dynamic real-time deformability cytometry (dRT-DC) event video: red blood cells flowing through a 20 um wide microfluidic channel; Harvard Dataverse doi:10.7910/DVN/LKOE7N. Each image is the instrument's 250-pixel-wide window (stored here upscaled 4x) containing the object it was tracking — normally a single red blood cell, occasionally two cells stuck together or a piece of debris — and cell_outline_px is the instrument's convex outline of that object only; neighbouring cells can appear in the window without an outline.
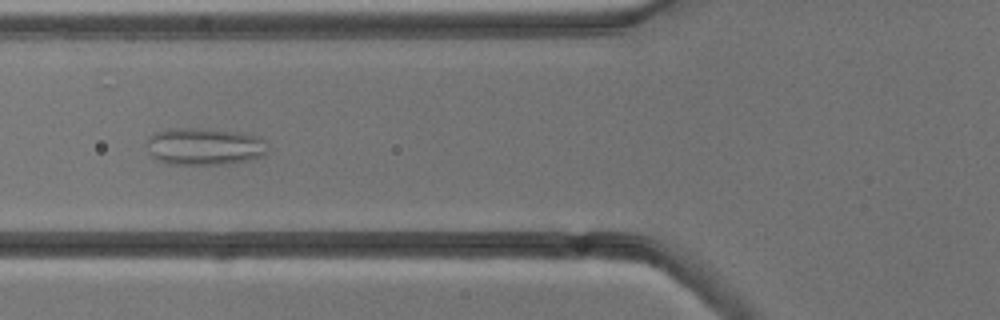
{"species": "common noctule bat (a hibernating species)", "species_latin": "Nyctalus noctula", "temperature_condition": "cold", "stored_images_in_passage": 10, "camera_frame_rate_fps": 3000, "um_per_image_px": 0.085, "animal": {"sex": "male", "body_mass_g": 13.3}, "frame": {"image": 1, "passage_image": 6, "time_ms": 6.0, "image_size_px": [1000, 320], "cell_outline_px": [[268, 152], [264, 156], [248, 160], [228, 164], [164, 164], [156, 160], [152, 156], [148, 144], [148, 136], [156, 132], [168, 128], [188, 128], [240, 132], [256, 136], [264, 140], [268, 148]], "centroid_in_image_um": [17.39, 12.46], "position_along_channel_um": 108.4, "area_um2": 26.24}}